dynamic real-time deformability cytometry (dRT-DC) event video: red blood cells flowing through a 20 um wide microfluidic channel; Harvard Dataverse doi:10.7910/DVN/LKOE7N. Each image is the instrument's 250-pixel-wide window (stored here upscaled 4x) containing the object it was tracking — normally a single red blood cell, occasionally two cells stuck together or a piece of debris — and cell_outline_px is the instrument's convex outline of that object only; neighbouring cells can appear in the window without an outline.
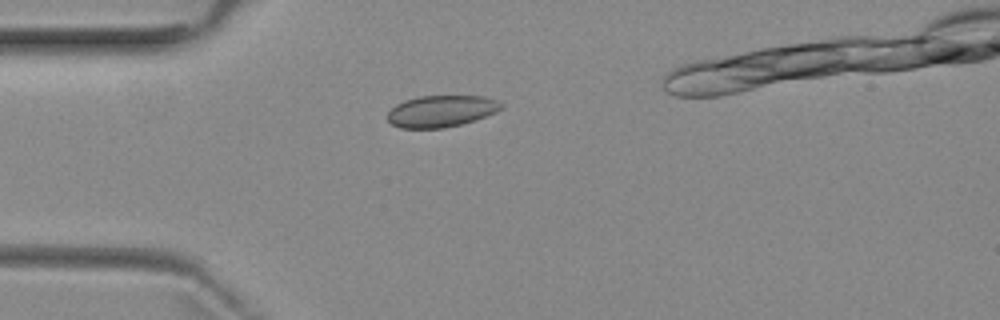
{"species": "common noctule bat (a hibernating species)", "species_latin": "Nyctalus noctula", "temperature_condition": "room temperature", "stored_images_in_passage": 3, "camera_frame_rate_fps": 3000, "um_per_image_px": 0.085, "animal": {"sex": "female", "body_mass_g": 29.2, "forearm_length_mm": 56.3}, "frame": {"image": 1, "passage_image": 1, "time_ms": 0.0, "image_size_px": [1000, 320], "cell_outline_px": [[504, 108], [496, 112], [460, 124], [444, 128], [400, 128], [392, 124], [388, 120], [388, 112], [396, 104], [404, 100], [420, 96], [484, 96], [496, 100], [504, 104]], "centroid_in_image_um": [37.5, 9.44], "position_along_channel_um": 47.5, "area_um2": 20.87}}